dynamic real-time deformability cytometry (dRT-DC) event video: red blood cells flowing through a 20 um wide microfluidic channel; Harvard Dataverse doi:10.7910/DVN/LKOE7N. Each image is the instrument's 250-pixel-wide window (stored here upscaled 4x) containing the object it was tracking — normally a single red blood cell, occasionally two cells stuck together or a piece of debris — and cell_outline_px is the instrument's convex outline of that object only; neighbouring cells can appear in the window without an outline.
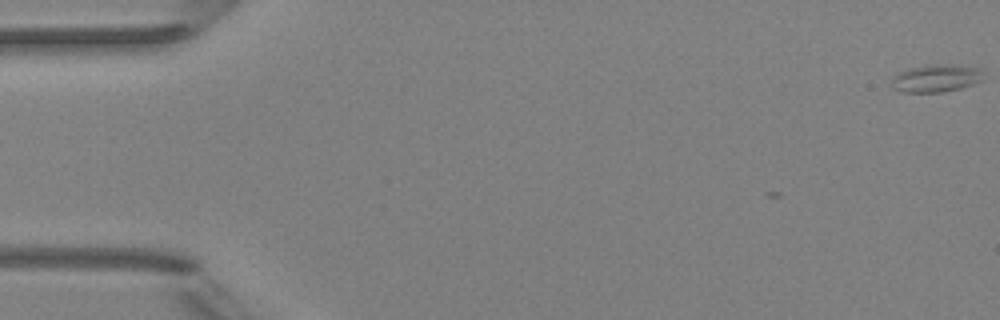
{"species": "Egyptian fruit bat (a non-hibernating species)", "species_latin": "Rousettus aegyptiacus", "temperature_condition": "room temperature", "stored_images_in_passage": 5, "camera_frame_rate_fps": 3000, "um_per_image_px": 0.085, "animal": {"sex": "female"}, "frame": {"image": 1, "passage_image": 5, "time_ms": 4.667, "image_size_px": [1000, 320], "cell_outline_px": [[984, 80], [960, 88], [940, 92], [904, 92], [892, 88], [892, 76], [908, 68], [928, 64], [952, 64], [980, 68], [984, 72]], "centroid_in_image_um": [79.59, 6.63], "position_along_channel_um": 5.4, "area_um2": 14.97}}